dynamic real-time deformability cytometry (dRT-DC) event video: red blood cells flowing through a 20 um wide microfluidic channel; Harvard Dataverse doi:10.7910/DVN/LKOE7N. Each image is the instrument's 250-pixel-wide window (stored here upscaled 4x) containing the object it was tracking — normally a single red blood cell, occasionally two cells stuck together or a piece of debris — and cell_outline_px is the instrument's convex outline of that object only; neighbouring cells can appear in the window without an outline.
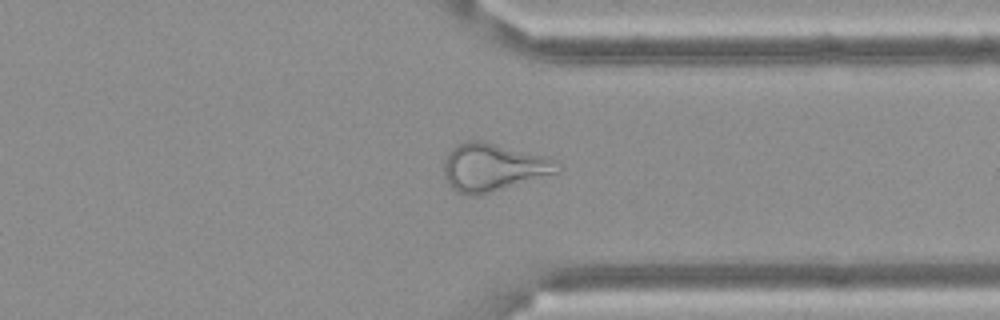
{"species": "Egyptian fruit bat (a non-hibernating species)", "species_latin": "Rousettus aegyptiacus", "temperature_condition": "cold", "stored_images_in_passage": 57, "camera_frame_rate_fps": 3000, "um_per_image_px": 0.085, "frame": {"image": 1, "passage_image": 44, "time_ms": 14.333, "image_size_px": [1000, 320], "cell_outline_px": [[564, 168], [560, 172], [480, 196], [468, 196], [456, 192], [448, 184], [444, 176], [444, 164], [448, 152], [456, 144], [468, 140], [480, 140], [544, 156], [556, 160]], "centroid_in_image_um": [41.92, 14.24], "position_along_channel_um": 369.5, "area_um2": 31.96}}
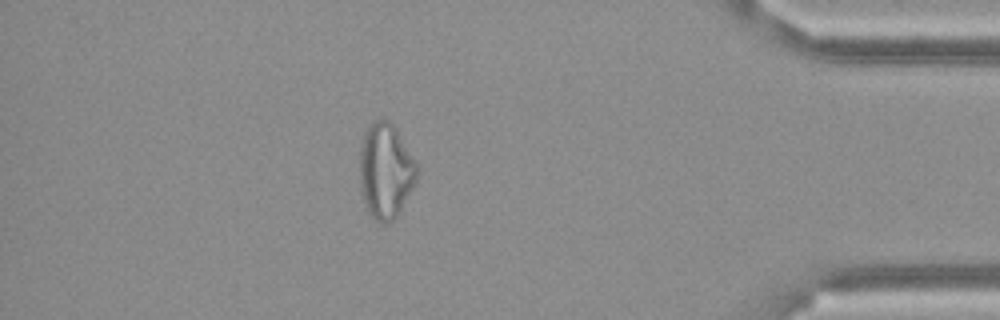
{"frame": {"image": 2, "passage_image": 50, "time_ms": 16.333, "image_size_px": [1000, 320], "cell_outline_px": [[416, 184], [396, 216], [388, 224], [384, 224], [376, 220], [368, 212], [360, 188], [360, 144], [364, 132], [372, 120], [388, 120], [396, 128], [416, 160]], "centroid_in_image_um": [32.77, 14.5], "position_along_channel_um": 402.4, "area_um2": 31.85}}